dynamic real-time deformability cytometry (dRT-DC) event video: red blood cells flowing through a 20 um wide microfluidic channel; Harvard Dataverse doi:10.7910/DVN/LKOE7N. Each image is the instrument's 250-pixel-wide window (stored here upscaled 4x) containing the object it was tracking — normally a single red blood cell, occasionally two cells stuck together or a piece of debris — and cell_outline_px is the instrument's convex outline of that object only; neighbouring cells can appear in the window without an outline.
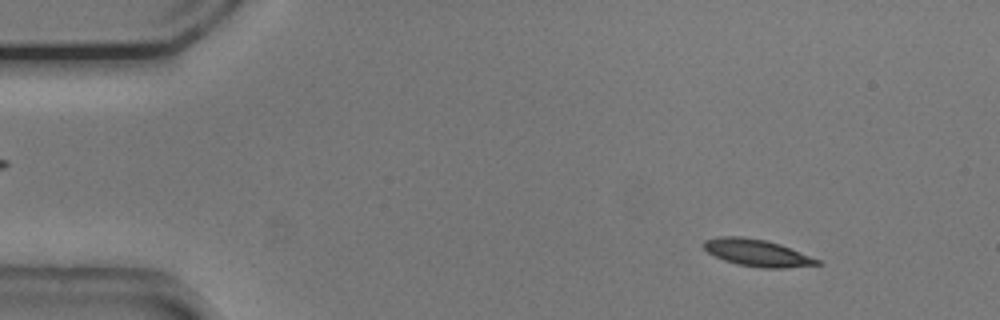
{"species": "common noctule bat (a hibernating species)", "species_latin": "Nyctalus noctula", "temperature_condition": "cold", "stored_images_in_passage": 53, "camera_frame_rate_fps": 3000, "um_per_image_px": 0.085, "animal": {"sex": "male", "body_mass_g": 20.5, "forearm_length_mm": 52.5}, "frame": {"image": 1, "passage_image": 6, "time_ms": 1.667, "image_size_px": [1000, 320], "cell_outline_px": [[824, 264], [784, 268], [760, 268], [736, 264], [724, 260], [708, 252], [704, 248], [704, 240], [720, 236], [740, 236], [764, 240], [780, 244], [820, 260]], "centroid_in_image_um": [64.36, 21.5], "position_along_channel_um": 20.6, "area_um2": 17.74}}
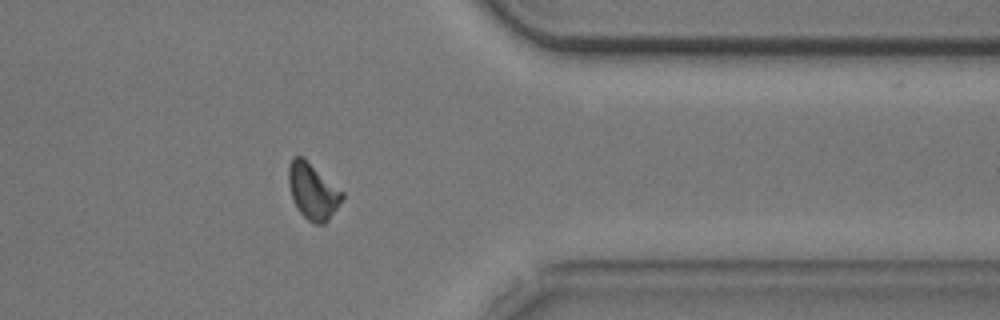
{"frame": {"image": 2, "passage_image": 43, "time_ms": 14.0, "image_size_px": [1000, 320], "cell_outline_px": [[344, 196], [328, 220], [324, 224], [312, 224], [296, 208], [292, 200], [288, 184], [288, 164], [292, 156], [304, 156], [344, 192]], "centroid_in_image_um": [26.56, 16.22], "position_along_channel_um": 384.8, "area_um2": 17.86}}
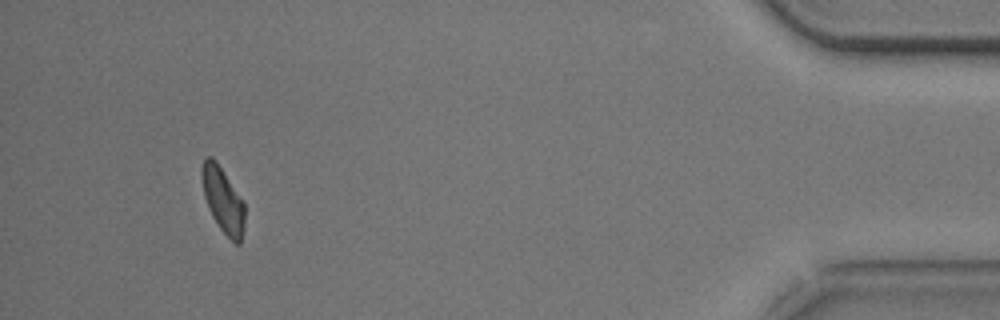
{"frame": {"image": 3, "passage_image": 50, "time_ms": 16.333, "image_size_px": [1000, 320], "cell_outline_px": [[244, 228], [240, 244], [236, 244], [220, 228], [212, 216], [208, 208], [204, 196], [200, 176], [200, 168], [204, 160], [208, 156], [212, 156], [216, 160], [244, 200]], "centroid_in_image_um": [18.94, 16.96], "position_along_channel_um": 416.3, "area_um2": 16.53}, "authors_computed_cell_mechanics": {"area_um2": 17.629, "velocity_mm_per_s": 3.7381, "shape_relaxation_time_tau1_ms": 3.3179, "shape_relaxation_time_tau2_ms": null, "deformation_change_tau1": 0.1229, "deformation_change_tau2": null}}